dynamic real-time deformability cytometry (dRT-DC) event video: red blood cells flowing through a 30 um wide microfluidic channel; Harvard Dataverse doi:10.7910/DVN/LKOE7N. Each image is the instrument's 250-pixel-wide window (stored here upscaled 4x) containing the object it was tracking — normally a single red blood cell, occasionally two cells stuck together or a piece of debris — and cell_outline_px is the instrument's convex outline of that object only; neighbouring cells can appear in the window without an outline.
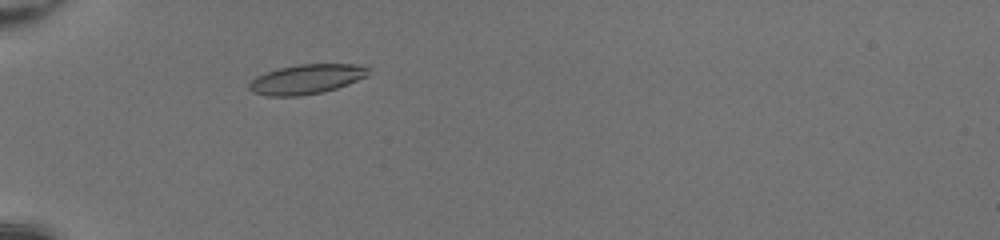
{"species": "common noctule bat (a hibernating species)", "species_latin": "Nyctalus noctula", "temperature_condition": "room temperature", "stored_images_in_passage": 34, "camera_frame_rate_fps": 3000, "um_per_image_px": 0.085, "animal": {"sex": "female", "body_mass_g": 20.0, "forearm_length_mm": 54.0}, "frame": {"image": 1, "passage_image": 1, "time_ms": 0.0, "image_size_px": [1000, 240], "cell_outline_px": [[368, 76], [336, 88], [324, 92], [300, 96], [264, 96], [252, 92], [248, 88], [248, 84], [256, 76], [280, 68], [300, 64], [368, 64]], "centroid_in_image_um": [26.06, 6.73], "position_along_channel_um": 58.9, "area_um2": 20.69}}
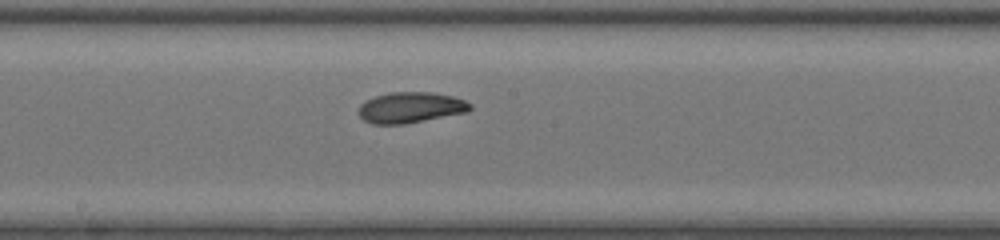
{"frame": {"image": 2, "passage_image": 13, "time_ms": 4.0, "image_size_px": [1000, 240], "cell_outline_px": [[472, 108], [468, 112], [404, 124], [372, 124], [364, 120], [356, 112], [360, 104], [376, 96], [388, 92], [432, 92], [452, 96], [464, 100], [472, 104]], "centroid_in_image_um": [34.89, 9.14], "position_along_channel_um": 213.3, "area_um2": 20.11}}
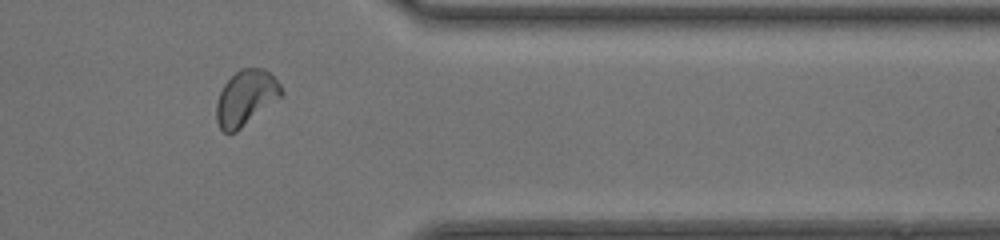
{"frame": {"image": 3, "passage_image": 26, "time_ms": 8.333, "image_size_px": [1000, 240], "cell_outline_px": [[284, 92], [280, 96], [236, 132], [224, 132], [220, 128], [216, 120], [216, 104], [220, 92], [224, 84], [240, 68], [264, 68], [280, 84]], "centroid_in_image_um": [20.87, 8.3], "position_along_channel_um": 390.5, "area_um2": 20.46}, "authors_computed_cell_mechanics": {"area_um2": 20.1433, "velocity_mm_per_s": 4.2607, "shape_relaxation_time_tau1_ms": 3.5355, "shape_relaxation_time_tau2_ms": 2.4574, "deformation_change_tau1": 0.1267, "deformation_change_tau2": 0.0595}}